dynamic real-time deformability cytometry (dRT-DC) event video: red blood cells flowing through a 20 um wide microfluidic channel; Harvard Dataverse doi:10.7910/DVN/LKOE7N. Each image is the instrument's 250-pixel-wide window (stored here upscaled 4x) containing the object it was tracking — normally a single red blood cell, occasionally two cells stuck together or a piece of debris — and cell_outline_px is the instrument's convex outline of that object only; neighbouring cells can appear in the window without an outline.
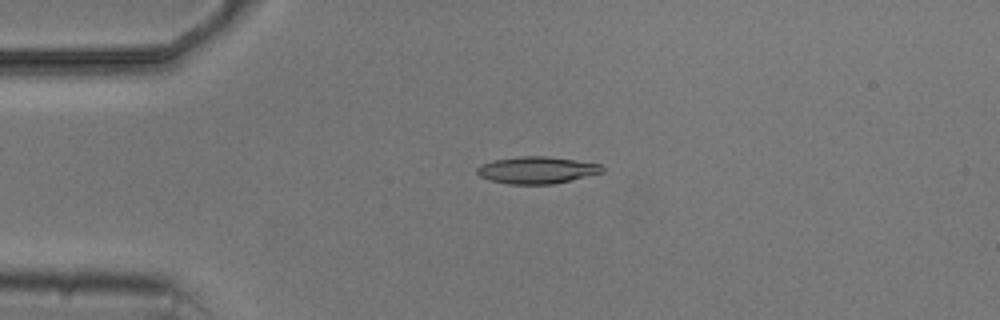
{"species": "common noctule bat (a hibernating species)", "species_latin": "Nyctalus noctula", "temperature_condition": "cold", "stored_images_in_passage": 5, "camera_frame_rate_fps": 3000, "um_per_image_px": 0.085, "animal": {"sex": "male", "body_mass_g": 20.5, "forearm_length_mm": 52.5}, "frame": {"image": 1, "passage_image": 3, "time_ms": 3.0, "image_size_px": [1000, 320], "cell_outline_px": [[604, 172], [552, 184], [508, 184], [488, 180], [480, 176], [476, 172], [476, 168], [480, 164], [492, 160], [520, 156], [544, 156], [576, 160], [600, 164], [604, 168]], "centroid_in_image_um": [45.58, 14.45], "position_along_channel_um": 39.4, "area_um2": 19.71}}
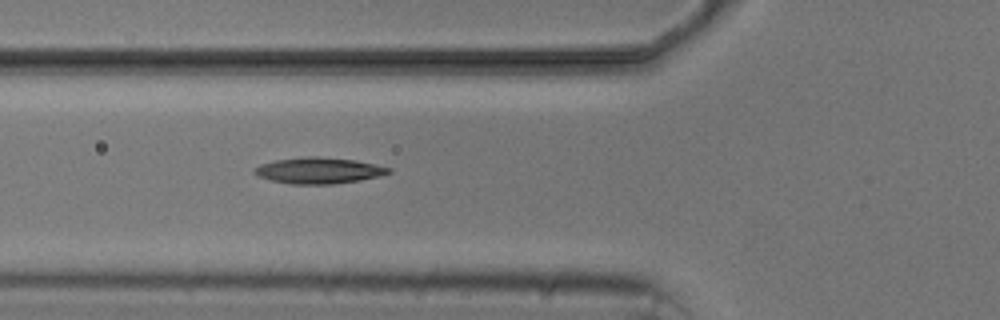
{"frame": {"image": 2, "passage_image": 5, "time_ms": 5.333, "image_size_px": [1000, 320], "cell_outline_px": [[392, 172], [360, 180], [332, 184], [292, 184], [272, 180], [256, 176], [252, 172], [260, 164], [276, 160], [308, 156], [316, 156], [356, 160], [392, 168]], "centroid_in_image_um": [27.08, 14.49], "position_along_channel_um": 98.7, "area_um2": 20.29}}